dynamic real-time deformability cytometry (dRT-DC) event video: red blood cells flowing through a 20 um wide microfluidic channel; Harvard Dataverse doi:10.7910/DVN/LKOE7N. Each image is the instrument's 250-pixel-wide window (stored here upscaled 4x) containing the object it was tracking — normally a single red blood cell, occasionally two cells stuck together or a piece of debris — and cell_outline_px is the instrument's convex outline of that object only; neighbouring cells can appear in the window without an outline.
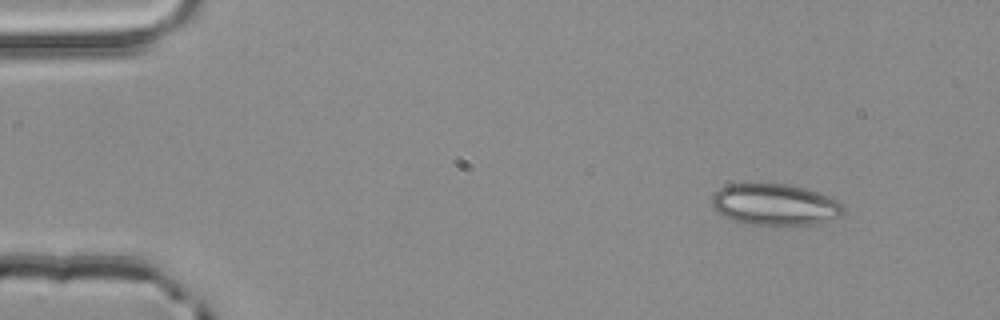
{"species": "common noctule bat (a hibernating species)", "species_latin": "Nyctalus noctula", "temperature_condition": "room temperature", "stored_images_in_passage": 3, "camera_frame_rate_fps": 3000, "um_per_image_px": 0.085, "animal": {"sex": "male", "body_mass_g": 20.4}, "frame": {"image": 1, "passage_image": 1, "time_ms": 0.0, "image_size_px": [1000, 320], "cell_outline_px": [[844, 212], [840, 216], [828, 220], [812, 224], [748, 224], [732, 220], [716, 212], [712, 208], [712, 196], [720, 188], [728, 184], [788, 184], [804, 188], [828, 196], [844, 204]], "centroid_in_image_um": [65.85, 17.38], "position_along_channel_um": 19.2, "area_um2": 31.5}}